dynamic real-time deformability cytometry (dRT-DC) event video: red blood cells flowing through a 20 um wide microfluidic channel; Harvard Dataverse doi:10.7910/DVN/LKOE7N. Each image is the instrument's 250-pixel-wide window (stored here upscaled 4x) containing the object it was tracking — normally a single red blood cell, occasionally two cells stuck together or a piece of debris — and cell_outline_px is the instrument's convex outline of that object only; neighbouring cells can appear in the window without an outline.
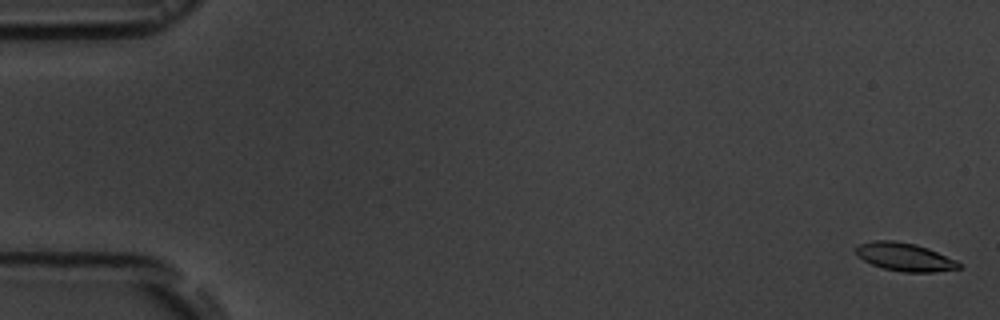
{"species": "common noctule bat (a hibernating species)", "species_latin": "Nyctalus noctula", "temperature_condition": "room temperature", "stored_images_in_passage": 7, "camera_frame_rate_fps": 3000, "um_per_image_px": 0.085, "animal": {"sex": "male", "body_mass_g": 19.5, "forearm_length_mm": 54.6}, "frame": {"image": 1, "passage_image": 1, "time_ms": 0.0, "image_size_px": [1000, 320], "cell_outline_px": [[960, 268], [932, 272], [904, 272], [884, 268], [872, 264], [864, 260], [856, 252], [856, 248], [860, 244], [872, 240], [896, 240], [916, 244], [928, 248], [956, 260], [960, 264]], "centroid_in_image_um": [76.91, 21.82], "position_along_channel_um": 8.1, "area_um2": 16.7}}
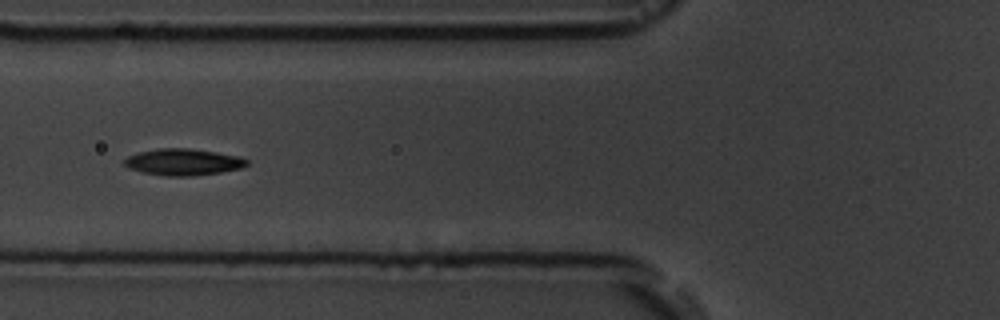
{"frame": {"image": 2, "passage_image": 7, "time_ms": 7.0, "image_size_px": [1000, 320], "cell_outline_px": [[248, 164], [244, 168], [220, 172], [192, 176], [168, 176], [140, 172], [128, 168], [124, 164], [124, 160], [128, 156], [136, 152], [160, 148], [188, 148], [216, 152], [240, 156], [248, 160]], "centroid_in_image_um": [15.57, 13.77], "position_along_channel_um": 110.2, "area_um2": 19.13}}